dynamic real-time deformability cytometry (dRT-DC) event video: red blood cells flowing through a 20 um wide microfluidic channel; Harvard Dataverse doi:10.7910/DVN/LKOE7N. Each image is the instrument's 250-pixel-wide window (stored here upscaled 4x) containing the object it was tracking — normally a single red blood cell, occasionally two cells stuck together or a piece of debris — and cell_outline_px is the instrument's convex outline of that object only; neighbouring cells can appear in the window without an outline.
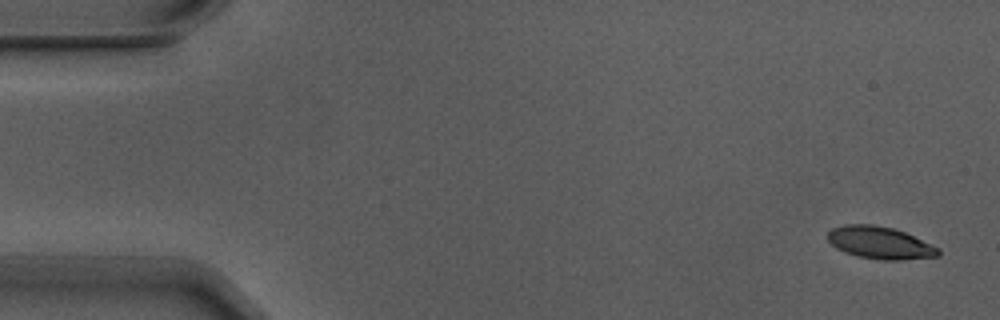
{"species": "Egyptian fruit bat (a non-hibernating species)", "species_latin": "Rousettus aegyptiacus", "temperature_condition": "warm", "stored_images_in_passage": 4, "camera_frame_rate_fps": 3000, "um_per_image_px": 0.085, "animal": {"sex": "male"}, "frame": {"image": 1, "passage_image": 1, "time_ms": 0.0, "image_size_px": [1000, 320], "cell_outline_px": [[940, 256], [900, 260], [880, 260], [860, 256], [844, 252], [836, 248], [828, 240], [828, 232], [832, 228], [844, 224], [872, 224], [892, 228], [904, 232], [940, 248]], "centroid_in_image_um": [74.8, 20.63], "position_along_channel_um": 10.2, "area_um2": 20.75}}